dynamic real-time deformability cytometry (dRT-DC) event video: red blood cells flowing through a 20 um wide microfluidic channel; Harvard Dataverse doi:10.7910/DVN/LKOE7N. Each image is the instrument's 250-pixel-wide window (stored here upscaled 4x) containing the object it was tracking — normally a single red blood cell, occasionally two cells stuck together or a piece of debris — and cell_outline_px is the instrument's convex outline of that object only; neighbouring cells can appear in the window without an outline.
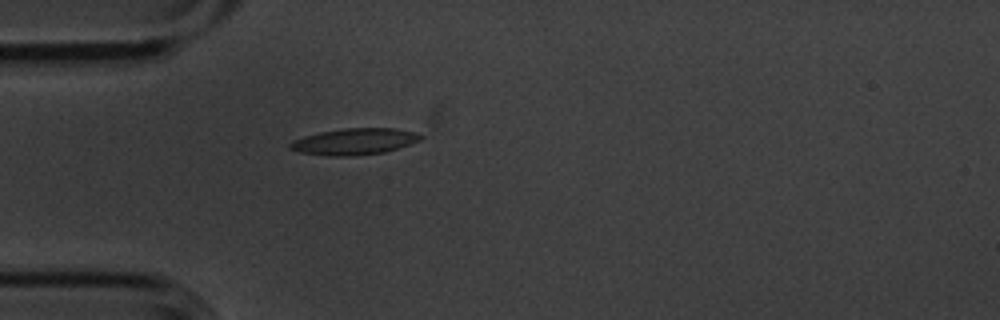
{"species": "common noctule bat (a hibernating species)", "species_latin": "Nyctalus noctula", "temperature_condition": "cold", "stored_images_in_passage": 1, "camera_frame_rate_fps": 3000, "um_per_image_px": 0.085, "animal": {"sex": "male", "body_mass_g": 20.1, "forearm_length_mm": 53.5}, "frame": {"image": 1, "passage_image": 1, "time_ms": 0.0, "image_size_px": [1000, 320], "cell_outline_px": [[424, 136], [420, 140], [384, 152], [348, 156], [328, 156], [300, 152], [288, 148], [288, 144], [292, 140], [304, 136], [320, 132], [344, 128], [396, 128], [416, 132]], "centroid_in_image_um": [30.09, 12.02], "position_along_channel_um": 54.9, "area_um2": 20.0}}